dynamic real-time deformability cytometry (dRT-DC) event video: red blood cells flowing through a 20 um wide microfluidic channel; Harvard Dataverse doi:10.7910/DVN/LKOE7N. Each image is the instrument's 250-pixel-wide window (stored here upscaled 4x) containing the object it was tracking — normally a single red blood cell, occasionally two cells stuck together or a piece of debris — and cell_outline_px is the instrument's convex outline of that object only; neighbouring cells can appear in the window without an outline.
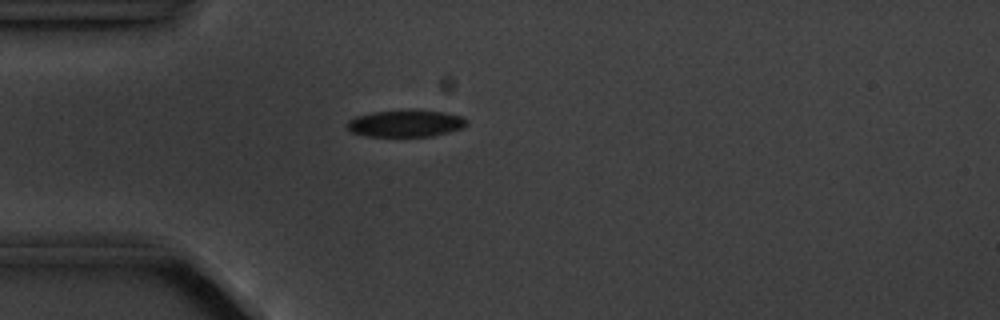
{"species": "common noctule bat (a hibernating species)", "species_latin": "Nyctalus noctula", "temperature_condition": "cold", "stored_images_in_passage": 3, "camera_frame_rate_fps": 3000, "um_per_image_px": 0.085, "animal": {"sex": "male", "body_mass_g": 20.1, "forearm_length_mm": 53.5}, "frame": {"image": 1, "passage_image": 2, "time_ms": 1.0, "image_size_px": [1000, 320], "cell_outline_px": [[468, 124], [464, 128], [432, 136], [364, 136], [352, 132], [344, 128], [344, 124], [348, 120], [356, 116], [372, 112], [444, 112], [460, 116], [468, 120]], "centroid_in_image_um": [34.43, 10.53], "position_along_channel_um": 50.6, "area_um2": 18.32}}